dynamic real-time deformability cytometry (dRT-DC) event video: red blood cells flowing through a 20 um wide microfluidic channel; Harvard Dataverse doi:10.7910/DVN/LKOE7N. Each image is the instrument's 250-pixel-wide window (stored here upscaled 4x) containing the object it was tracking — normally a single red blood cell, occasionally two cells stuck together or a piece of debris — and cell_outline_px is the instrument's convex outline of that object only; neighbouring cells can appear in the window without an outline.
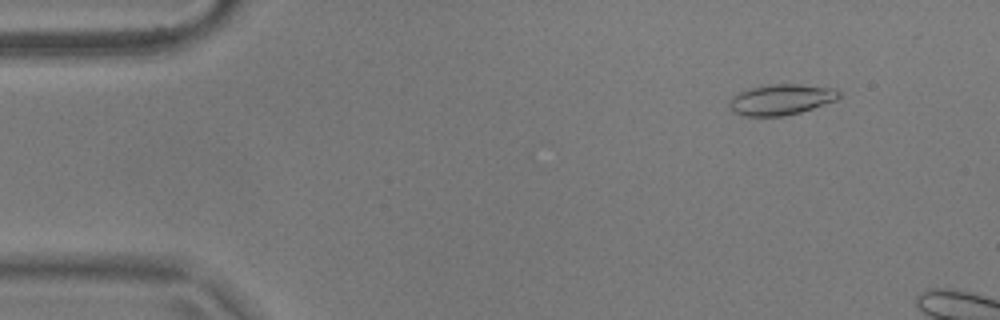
{"species": "common noctule bat (a hibernating species)", "species_latin": "Nyctalus noctula", "temperature_condition": "warm", "stored_images_in_passage": 10, "camera_frame_rate_fps": 3000, "um_per_image_px": 0.085, "animal": {"sex": "male", "body_mass_g": 17.9}, "frame": {"image": 1, "passage_image": 2, "time_ms": 0.333, "image_size_px": [1000, 320], "cell_outline_px": [[840, 96], [836, 100], [800, 112], [784, 116], [744, 116], [732, 112], [728, 108], [728, 104], [732, 96], [740, 92], [760, 84], [800, 84], [836, 88], [840, 92]], "centroid_in_image_um": [66.36, 8.45], "position_along_channel_um": 18.6, "area_um2": 19.88}}